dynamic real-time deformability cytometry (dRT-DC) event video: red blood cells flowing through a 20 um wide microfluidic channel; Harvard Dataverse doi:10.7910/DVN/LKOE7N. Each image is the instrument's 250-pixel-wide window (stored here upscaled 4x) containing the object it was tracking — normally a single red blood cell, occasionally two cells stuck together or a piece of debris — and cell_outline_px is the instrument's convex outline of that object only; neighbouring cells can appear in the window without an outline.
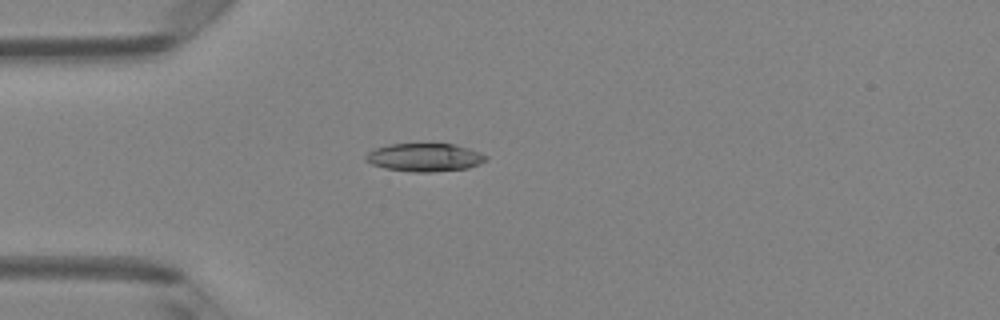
{"species": "Egyptian fruit bat (a non-hibernating species)", "species_latin": "Rousettus aegyptiacus", "temperature_condition": "room temperature", "stored_images_in_passage": 4, "camera_frame_rate_fps": 3000, "um_per_image_px": 0.085, "animal": {"sex": "female"}, "frame": {"image": 1, "passage_image": 3, "time_ms": 0.667, "image_size_px": [1000, 320], "cell_outline_px": [[488, 160], [480, 164], [468, 168], [432, 172], [412, 172], [384, 168], [372, 164], [364, 160], [364, 156], [368, 152], [376, 148], [388, 144], [456, 144], [480, 152], [488, 156]], "centroid_in_image_um": [36.11, 13.38], "position_along_channel_um": 48.9, "area_um2": 19.88}}